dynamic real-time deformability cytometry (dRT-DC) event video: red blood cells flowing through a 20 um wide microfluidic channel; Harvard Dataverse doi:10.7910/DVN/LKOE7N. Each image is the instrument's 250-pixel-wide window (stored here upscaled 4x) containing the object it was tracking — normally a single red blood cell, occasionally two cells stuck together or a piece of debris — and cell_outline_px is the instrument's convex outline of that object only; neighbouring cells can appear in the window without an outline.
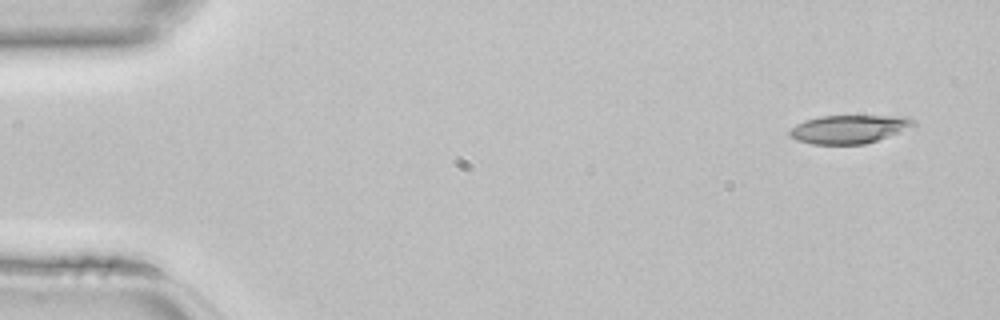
{"species": "common noctule bat (a hibernating species)", "species_latin": "Nyctalus noctula", "temperature_condition": "room temperature", "stored_images_in_passage": 42, "camera_frame_rate_fps": 3000, "um_per_image_px": 0.085, "animal": {"sex": "female", "body_mass_g": 22.7, "forearm_length_mm": 54.2}, "frame": {"image": 1, "passage_image": 1, "time_ms": 0.0, "image_size_px": [1000, 320], "cell_outline_px": [[916, 128], [864, 144], [812, 144], [796, 140], [788, 132], [796, 124], [804, 120], [820, 116], [908, 116], [916, 120]], "centroid_in_image_um": [72.27, 10.97], "position_along_channel_um": 12.7, "area_um2": 20.81}}
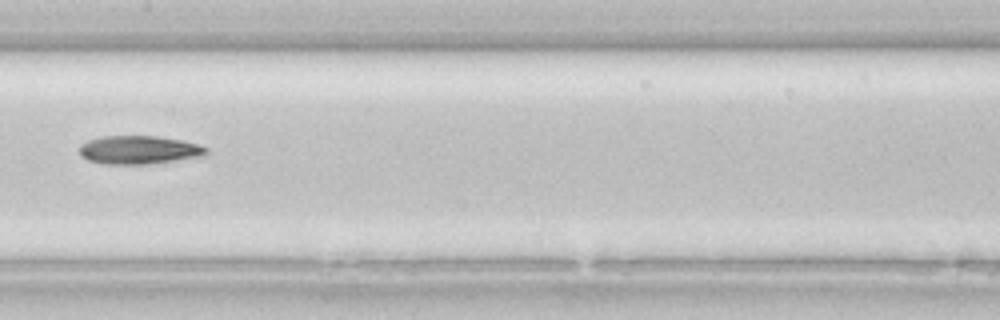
{"frame": {"image": 2, "passage_image": 21, "time_ms": 6.667, "image_size_px": [1000, 320], "cell_outline_px": [[208, 152], [204, 156], [148, 164], [104, 164], [88, 160], [80, 156], [80, 144], [88, 140], [104, 136], [156, 136], [180, 140], [196, 144], [208, 148]], "centroid_in_image_um": [11.79, 12.74], "position_along_channel_um": 195.6, "area_um2": 20.92}}
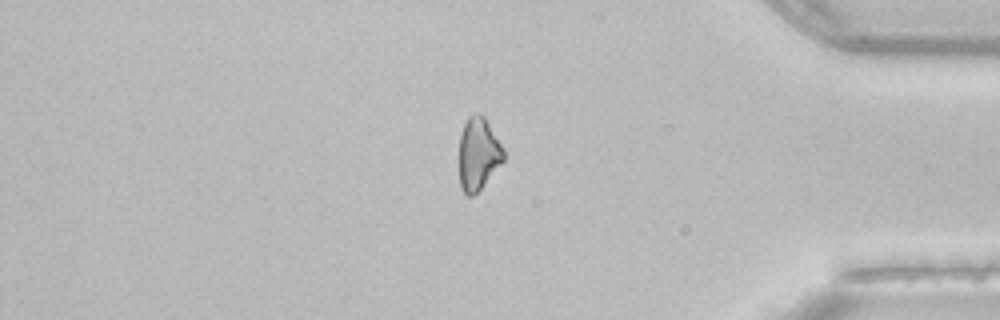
{"frame": {"image": 3, "passage_image": 36, "time_ms": 11.667, "image_size_px": [1000, 320], "cell_outline_px": [[504, 160], [480, 188], [472, 196], [468, 196], [460, 188], [460, 136], [464, 124], [468, 116], [472, 112], [480, 112], [484, 116], [504, 148]], "centroid_in_image_um": [40.65, 13.03], "position_along_channel_um": 394.5, "area_um2": 18.67}}